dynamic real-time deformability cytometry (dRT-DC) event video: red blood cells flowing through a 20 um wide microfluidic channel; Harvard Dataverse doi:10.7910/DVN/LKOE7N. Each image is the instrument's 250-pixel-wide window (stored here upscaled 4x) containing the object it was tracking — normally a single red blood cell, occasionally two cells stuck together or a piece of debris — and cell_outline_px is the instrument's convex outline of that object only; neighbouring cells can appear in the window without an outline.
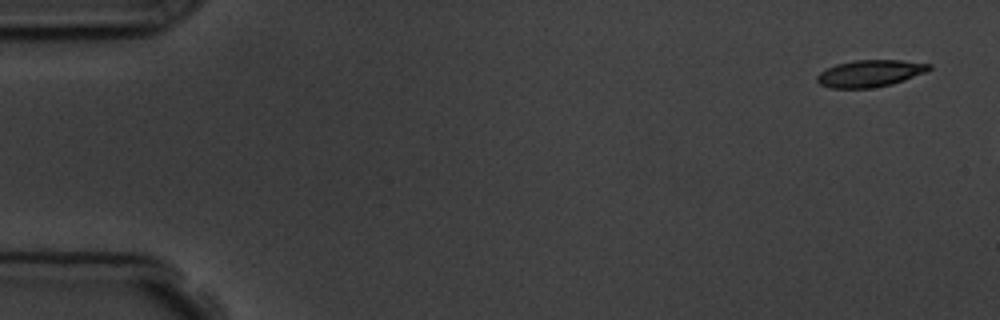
{"species": "common noctule bat (a hibernating species)", "species_latin": "Nyctalus noctula", "temperature_condition": "room temperature", "stored_images_in_passage": 3, "camera_frame_rate_fps": 3000, "um_per_image_px": 0.085, "animal": {"sex": "male", "body_mass_g": 19.5, "forearm_length_mm": 54.6}, "frame": {"image": 1, "passage_image": 1, "time_ms": 0.0, "image_size_px": [1000, 320], "cell_outline_px": [[932, 68], [924, 72], [904, 80], [892, 84], [868, 88], [832, 88], [820, 84], [816, 80], [816, 76], [820, 72], [836, 64], [856, 60], [900, 60], [932, 64]], "centroid_in_image_um": [73.94, 6.23], "position_along_channel_um": 11.1, "area_um2": 17.4}}